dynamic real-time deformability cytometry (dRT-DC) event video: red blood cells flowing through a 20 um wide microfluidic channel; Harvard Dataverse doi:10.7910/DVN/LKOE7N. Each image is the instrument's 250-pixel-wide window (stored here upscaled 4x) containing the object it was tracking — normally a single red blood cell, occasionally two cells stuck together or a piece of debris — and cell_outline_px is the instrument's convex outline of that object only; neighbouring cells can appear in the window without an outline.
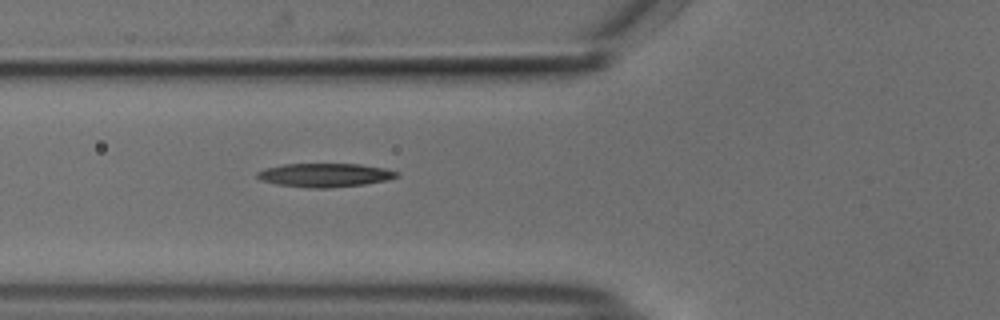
{"species": "common noctule bat (a hibernating species)", "species_latin": "Nyctalus noctula", "temperature_condition": "cold", "stored_images_in_passage": 37, "camera_frame_rate_fps": 3000, "um_per_image_px": 0.085, "animal": {"sex": "male", "body_mass_g": 18.8}, "frame": {"image": 1, "passage_image": 4, "time_ms": 1.0, "image_size_px": [1000, 320], "cell_outline_px": [[400, 176], [388, 180], [364, 184], [328, 188], [308, 188], [276, 184], [260, 180], [256, 176], [256, 172], [264, 168], [284, 164], [360, 164], [384, 168], [400, 172]], "centroid_in_image_um": [27.61, 14.88], "position_along_channel_um": 98.2, "area_um2": 19.42}}
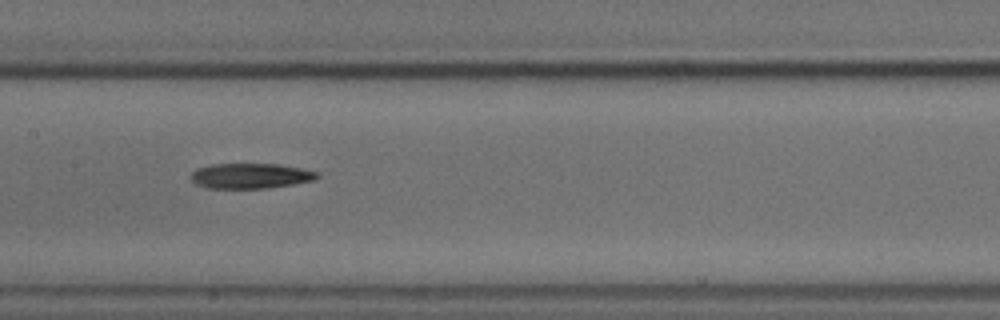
{"frame": {"image": 2, "passage_image": 11, "time_ms": 3.333, "image_size_px": [1000, 320], "cell_outline_px": [[320, 176], [316, 180], [268, 188], [208, 188], [196, 184], [192, 180], [192, 172], [196, 168], [212, 164], [280, 164], [320, 172]], "centroid_in_image_um": [21.33, 14.94], "position_along_channel_um": 186.1, "area_um2": 18.61}}
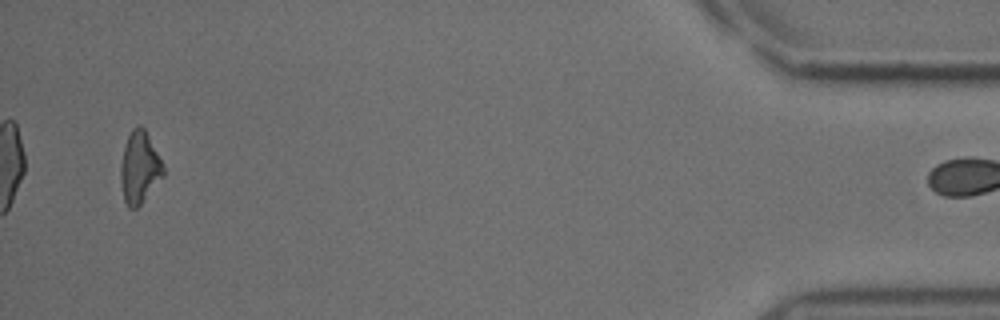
{"frame": {"image": 3, "passage_image": 36, "time_ms": 11.667, "image_size_px": [1000, 320], "cell_outline_px": [[164, 176], [140, 204], [136, 208], [128, 208], [124, 200], [120, 180], [120, 164], [124, 148], [128, 136], [132, 128], [140, 124], [144, 128], [164, 168]], "centroid_in_image_um": [11.83, 14.26], "position_along_channel_um": 423.4, "area_um2": 17.57}}